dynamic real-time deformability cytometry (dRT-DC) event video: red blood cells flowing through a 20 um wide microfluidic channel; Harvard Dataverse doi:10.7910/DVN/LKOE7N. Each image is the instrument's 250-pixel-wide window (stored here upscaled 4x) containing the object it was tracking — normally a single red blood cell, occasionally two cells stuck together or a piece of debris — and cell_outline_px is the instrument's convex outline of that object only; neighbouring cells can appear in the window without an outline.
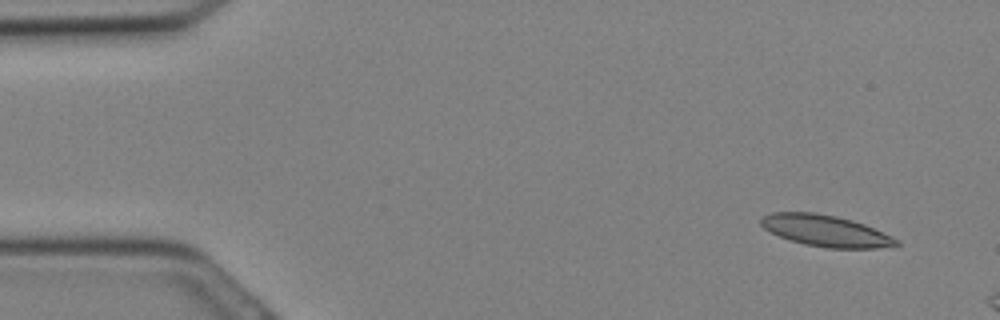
{"species": "Egyptian fruit bat (a non-hibernating species)", "species_latin": "Rousettus aegyptiacus", "temperature_condition": "cold", "stored_images_in_passage": 6, "camera_frame_rate_fps": 3000, "um_per_image_px": 0.085, "animal": {"sex": "female"}, "frame": {"image": 1, "passage_image": 2, "time_ms": 0.333, "image_size_px": [1000, 320], "cell_outline_px": [[900, 244], [876, 248], [828, 248], [804, 244], [780, 236], [764, 228], [760, 224], [760, 220], [764, 216], [772, 212], [812, 212], [836, 216], [852, 220], [864, 224], [892, 236], [900, 240]], "centroid_in_image_um": [70.19, 19.61], "position_along_channel_um": 14.8, "area_um2": 24.51}}